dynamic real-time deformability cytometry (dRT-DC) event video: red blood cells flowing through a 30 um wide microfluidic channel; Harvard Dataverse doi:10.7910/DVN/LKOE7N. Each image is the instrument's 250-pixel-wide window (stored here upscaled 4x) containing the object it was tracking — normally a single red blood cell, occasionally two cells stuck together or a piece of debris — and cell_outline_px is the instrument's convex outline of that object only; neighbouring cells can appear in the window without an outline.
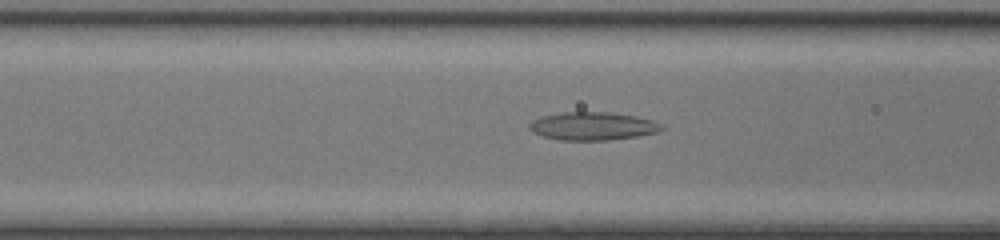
{"species": "common noctule bat (a hibernating species)", "species_latin": "Nyctalus noctula", "temperature_condition": "room temperature", "stored_images_in_passage": 31, "camera_frame_rate_fps": 3000, "um_per_image_px": 0.085, "animal": {"sex": "female", "body_mass_g": 17.0, "forearm_length_mm": 48.0}, "frame": {"image": 1, "passage_image": 7, "time_ms": 2.0, "image_size_px": [1000, 240], "cell_outline_px": [[664, 128], [660, 132], [636, 136], [608, 140], [560, 140], [544, 136], [532, 132], [528, 128], [528, 124], [532, 120], [544, 116], [560, 112], [608, 112], [636, 116], [652, 120], [664, 124]], "centroid_in_image_um": [50.4, 10.72], "position_along_channel_um": 116.2, "area_um2": 21.73}}
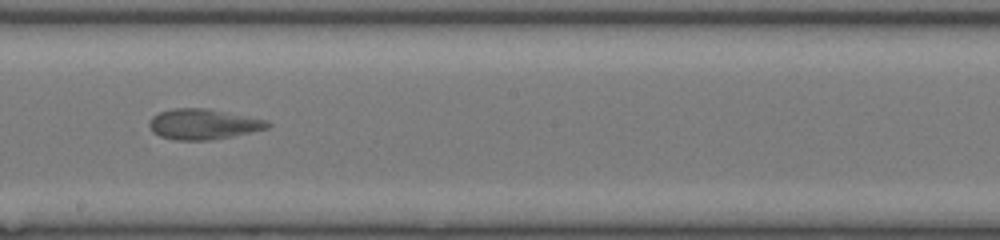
{"frame": {"image": 2, "passage_image": 15, "time_ms": 4.667, "image_size_px": [1000, 240], "cell_outline_px": [[272, 124], [268, 128], [232, 136], [212, 140], [176, 140], [160, 136], [152, 132], [148, 124], [148, 120], [152, 116], [160, 112], [172, 108], [208, 108], [268, 120]], "centroid_in_image_um": [17.26, 10.55], "position_along_channel_um": 230.9, "area_um2": 21.15}}
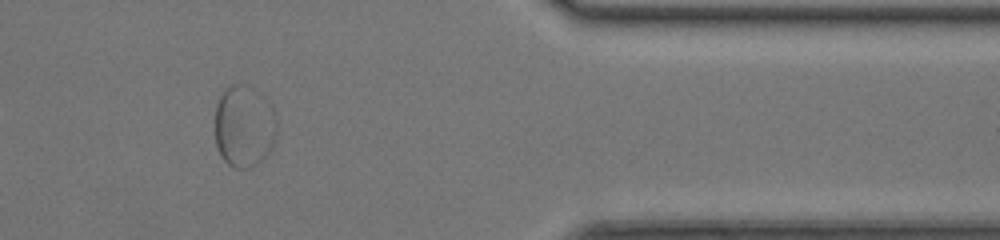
{"frame": {"image": 3, "passage_image": 28, "time_ms": 9.0, "image_size_px": [1000, 240], "cell_outline_px": [[276, 140], [272, 148], [256, 164], [248, 168], [236, 168], [228, 164], [220, 156], [216, 148], [216, 104], [224, 88], [232, 84], [240, 84], [252, 88], [260, 92], [264, 96], [272, 108], [276, 120]], "centroid_in_image_um": [20.74, 10.73], "position_along_channel_um": 390.7, "area_um2": 29.65}}